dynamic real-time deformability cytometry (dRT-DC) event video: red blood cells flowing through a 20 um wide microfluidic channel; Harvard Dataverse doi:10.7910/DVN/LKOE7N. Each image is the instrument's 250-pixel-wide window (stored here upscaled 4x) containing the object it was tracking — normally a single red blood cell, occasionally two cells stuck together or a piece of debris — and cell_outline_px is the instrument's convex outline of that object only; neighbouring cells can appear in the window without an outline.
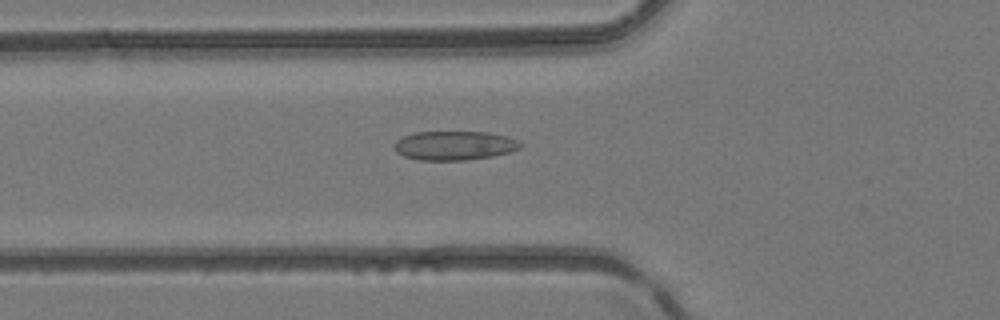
{"species": "common noctule bat (a hibernating species)", "species_latin": "Nyctalus noctula", "temperature_condition": "room temperature", "stored_images_in_passage": 42, "camera_frame_rate_fps": 3000, "um_per_image_px": 0.085, "animal": {"sex": "female", "body_mass_g": 24.6, "forearm_length_mm": 56.2}, "frame": {"image": 1, "passage_image": 11, "time_ms": 3.333, "image_size_px": [1000, 320], "cell_outline_px": [[524, 144], [520, 148], [508, 152], [492, 156], [464, 160], [420, 160], [404, 156], [396, 152], [396, 140], [404, 136], [416, 132], [488, 132], [508, 136], [520, 140]], "centroid_in_image_um": [38.68, 12.36], "position_along_channel_um": 87.1, "area_um2": 21.33}}
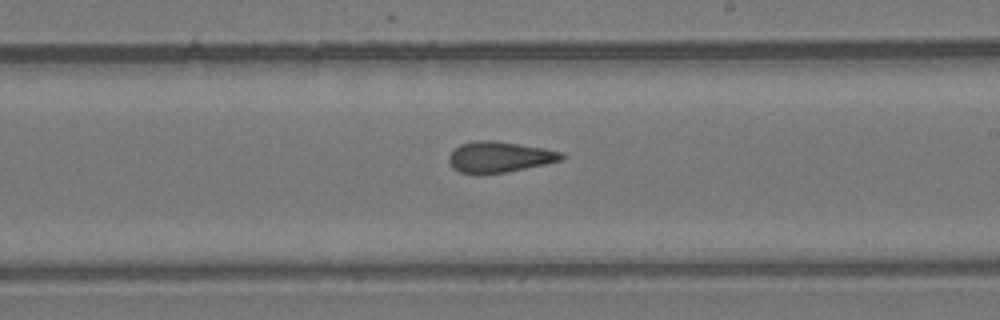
{"frame": {"image": 2, "passage_image": 22, "time_ms": 7.0, "image_size_px": [1000, 320], "cell_outline_px": [[564, 156], [560, 160], [548, 164], [504, 172], [460, 172], [452, 168], [448, 160], [448, 156], [460, 144], [476, 140], [496, 140], [544, 148], [564, 152]], "centroid_in_image_um": [42.48, 13.31], "position_along_channel_um": 246.5, "area_um2": 20.0}}
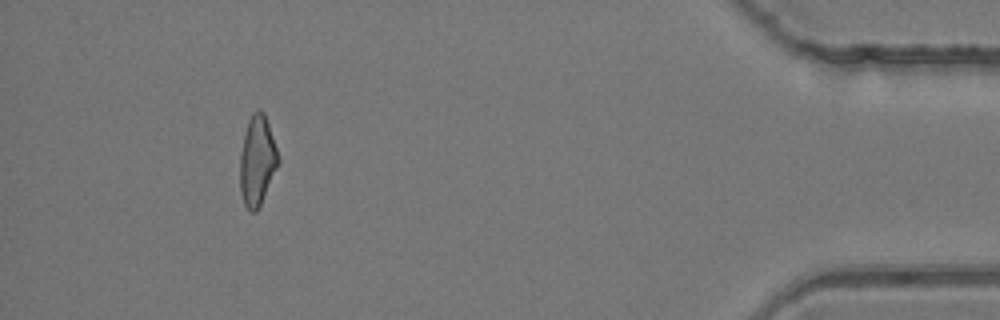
{"frame": {"image": 3, "passage_image": 38, "time_ms": 12.333, "image_size_px": [1000, 320], "cell_outline_px": [[280, 160], [260, 204], [256, 212], [252, 212], [244, 204], [240, 192], [240, 152], [244, 132], [248, 120], [252, 112], [256, 108], [260, 108], [264, 112], [280, 156]], "centroid_in_image_um": [21.85, 13.59], "position_along_channel_um": 413.3, "area_um2": 20.11}}